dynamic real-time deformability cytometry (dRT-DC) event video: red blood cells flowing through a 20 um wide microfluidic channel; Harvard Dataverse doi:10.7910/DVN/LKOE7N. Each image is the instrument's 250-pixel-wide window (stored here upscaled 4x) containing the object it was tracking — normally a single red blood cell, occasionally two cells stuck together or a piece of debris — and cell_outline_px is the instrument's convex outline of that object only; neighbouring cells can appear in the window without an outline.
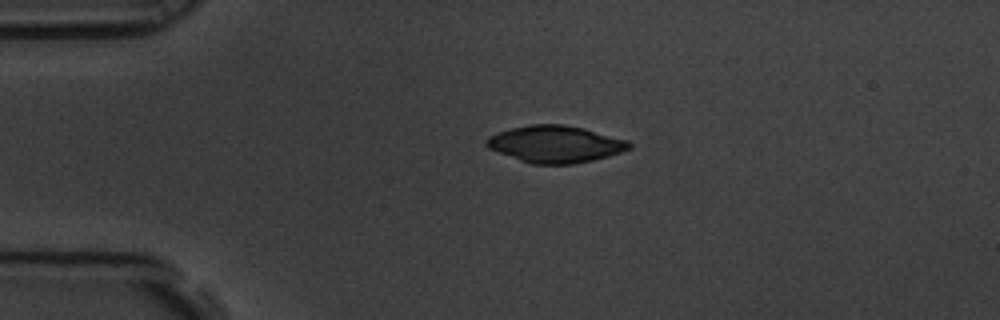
{"species": "common noctule bat (a hibernating species)", "species_latin": "Nyctalus noctula", "temperature_condition": "room temperature", "stored_images_in_passage": 38, "camera_frame_rate_fps": 3000, "um_per_image_px": 0.085, "animal": {"sex": "male", "body_mass_g": 19.5, "forearm_length_mm": 54.6}, "frame": {"image": 1, "passage_image": 1, "time_ms": 0.0, "image_size_px": [1000, 320], "cell_outline_px": [[632, 148], [608, 156], [592, 160], [572, 164], [532, 164], [520, 160], [488, 148], [484, 144], [484, 140], [488, 136], [496, 132], [528, 124], [564, 124], [584, 128], [628, 140], [632, 144]], "centroid_in_image_um": [47.19, 12.24], "position_along_channel_um": 37.8, "area_um2": 30.81}}
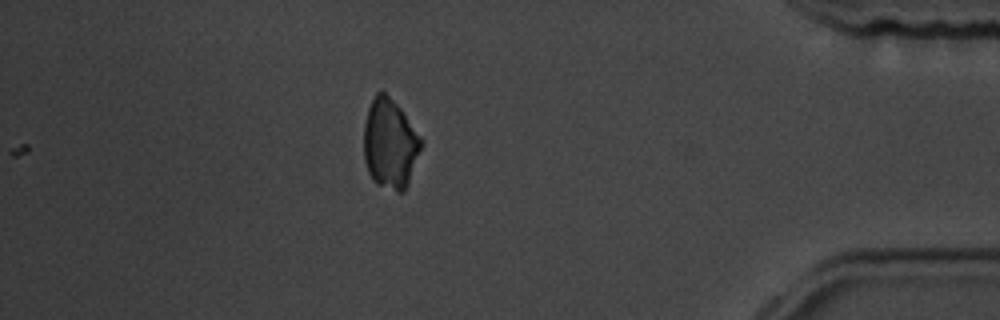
{"frame": {"image": 2, "passage_image": 38, "time_ms": 12.333, "image_size_px": [1000, 320], "cell_outline_px": [[424, 140], [408, 184], [404, 192], [396, 192], [376, 184], [372, 180], [368, 172], [364, 160], [364, 124], [368, 108], [376, 92], [384, 92], [400, 108]], "centroid_in_image_um": [33.15, 12.25], "position_along_channel_um": 402.1, "area_um2": 30.06}}